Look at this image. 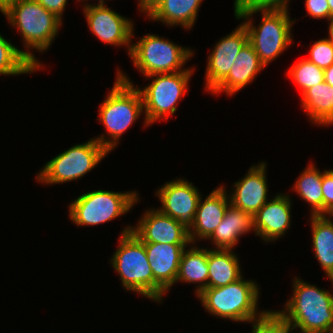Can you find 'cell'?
Instances as JSON below:
<instances>
[{"instance_id": "603a6c76", "label": "cell", "mask_w": 333, "mask_h": 333, "mask_svg": "<svg viewBox=\"0 0 333 333\" xmlns=\"http://www.w3.org/2000/svg\"><path fill=\"white\" fill-rule=\"evenodd\" d=\"M312 249L333 285V220L328 215H310Z\"/></svg>"}, {"instance_id": "ba28073f", "label": "cell", "mask_w": 333, "mask_h": 333, "mask_svg": "<svg viewBox=\"0 0 333 333\" xmlns=\"http://www.w3.org/2000/svg\"><path fill=\"white\" fill-rule=\"evenodd\" d=\"M137 191L90 190L71 201L69 218L76 226H95L124 216L139 202Z\"/></svg>"}, {"instance_id": "e0dca14e", "label": "cell", "mask_w": 333, "mask_h": 333, "mask_svg": "<svg viewBox=\"0 0 333 333\" xmlns=\"http://www.w3.org/2000/svg\"><path fill=\"white\" fill-rule=\"evenodd\" d=\"M224 185L216 187L203 198L200 197L194 223L189 229L191 243L207 240L222 221L230 204L229 195Z\"/></svg>"}, {"instance_id": "484cf974", "label": "cell", "mask_w": 333, "mask_h": 333, "mask_svg": "<svg viewBox=\"0 0 333 333\" xmlns=\"http://www.w3.org/2000/svg\"><path fill=\"white\" fill-rule=\"evenodd\" d=\"M292 188L301 200L309 203L310 215H323L322 172L314 162L300 173Z\"/></svg>"}, {"instance_id": "836d02e7", "label": "cell", "mask_w": 333, "mask_h": 333, "mask_svg": "<svg viewBox=\"0 0 333 333\" xmlns=\"http://www.w3.org/2000/svg\"><path fill=\"white\" fill-rule=\"evenodd\" d=\"M46 10L54 13L58 18L63 20L62 15L67 5V0H35Z\"/></svg>"}, {"instance_id": "9a60e30c", "label": "cell", "mask_w": 333, "mask_h": 333, "mask_svg": "<svg viewBox=\"0 0 333 333\" xmlns=\"http://www.w3.org/2000/svg\"><path fill=\"white\" fill-rule=\"evenodd\" d=\"M250 166L239 181L234 182L233 190L228 193L230 203L245 212L255 215L269 200L266 162Z\"/></svg>"}, {"instance_id": "b9f144b4", "label": "cell", "mask_w": 333, "mask_h": 333, "mask_svg": "<svg viewBox=\"0 0 333 333\" xmlns=\"http://www.w3.org/2000/svg\"><path fill=\"white\" fill-rule=\"evenodd\" d=\"M333 219V210L328 214Z\"/></svg>"}, {"instance_id": "8992f818", "label": "cell", "mask_w": 333, "mask_h": 333, "mask_svg": "<svg viewBox=\"0 0 333 333\" xmlns=\"http://www.w3.org/2000/svg\"><path fill=\"white\" fill-rule=\"evenodd\" d=\"M261 13L259 25L255 26L254 14ZM289 9L248 10L235 15L243 20L248 33V42L255 49L260 61L268 66L293 42L292 25L296 22L289 16Z\"/></svg>"}, {"instance_id": "8fae6325", "label": "cell", "mask_w": 333, "mask_h": 333, "mask_svg": "<svg viewBox=\"0 0 333 333\" xmlns=\"http://www.w3.org/2000/svg\"><path fill=\"white\" fill-rule=\"evenodd\" d=\"M89 30L102 43L115 47L125 46L130 53L134 37V22L106 5L83 8Z\"/></svg>"}, {"instance_id": "cb8c5ba5", "label": "cell", "mask_w": 333, "mask_h": 333, "mask_svg": "<svg viewBox=\"0 0 333 333\" xmlns=\"http://www.w3.org/2000/svg\"><path fill=\"white\" fill-rule=\"evenodd\" d=\"M301 107L317 126L333 125V87L325 81L301 95Z\"/></svg>"}, {"instance_id": "30bf717a", "label": "cell", "mask_w": 333, "mask_h": 333, "mask_svg": "<svg viewBox=\"0 0 333 333\" xmlns=\"http://www.w3.org/2000/svg\"><path fill=\"white\" fill-rule=\"evenodd\" d=\"M109 152L94 138L56 155L36 174L37 183L62 184L79 180L99 165Z\"/></svg>"}, {"instance_id": "4316f807", "label": "cell", "mask_w": 333, "mask_h": 333, "mask_svg": "<svg viewBox=\"0 0 333 333\" xmlns=\"http://www.w3.org/2000/svg\"><path fill=\"white\" fill-rule=\"evenodd\" d=\"M36 71L38 69L23 55V50L0 34V75L19 76Z\"/></svg>"}, {"instance_id": "5b68a950", "label": "cell", "mask_w": 333, "mask_h": 333, "mask_svg": "<svg viewBox=\"0 0 333 333\" xmlns=\"http://www.w3.org/2000/svg\"><path fill=\"white\" fill-rule=\"evenodd\" d=\"M259 288L257 282L242 276L226 286L206 288L197 298L211 315L234 322L251 323L269 311L258 309Z\"/></svg>"}, {"instance_id": "1f68e13d", "label": "cell", "mask_w": 333, "mask_h": 333, "mask_svg": "<svg viewBox=\"0 0 333 333\" xmlns=\"http://www.w3.org/2000/svg\"><path fill=\"white\" fill-rule=\"evenodd\" d=\"M328 0H305V8L307 14L314 19H327L329 20V6Z\"/></svg>"}, {"instance_id": "ac0fdd59", "label": "cell", "mask_w": 333, "mask_h": 333, "mask_svg": "<svg viewBox=\"0 0 333 333\" xmlns=\"http://www.w3.org/2000/svg\"><path fill=\"white\" fill-rule=\"evenodd\" d=\"M189 245L144 243L153 278L167 293L175 284L182 254Z\"/></svg>"}, {"instance_id": "8d00e7d4", "label": "cell", "mask_w": 333, "mask_h": 333, "mask_svg": "<svg viewBox=\"0 0 333 333\" xmlns=\"http://www.w3.org/2000/svg\"><path fill=\"white\" fill-rule=\"evenodd\" d=\"M325 82L333 87V64L324 69Z\"/></svg>"}, {"instance_id": "f35d334b", "label": "cell", "mask_w": 333, "mask_h": 333, "mask_svg": "<svg viewBox=\"0 0 333 333\" xmlns=\"http://www.w3.org/2000/svg\"><path fill=\"white\" fill-rule=\"evenodd\" d=\"M15 0H0V12L2 13L8 6H10Z\"/></svg>"}, {"instance_id": "e575fe53", "label": "cell", "mask_w": 333, "mask_h": 333, "mask_svg": "<svg viewBox=\"0 0 333 333\" xmlns=\"http://www.w3.org/2000/svg\"><path fill=\"white\" fill-rule=\"evenodd\" d=\"M161 1L163 0H138V9L147 16Z\"/></svg>"}, {"instance_id": "7402d4cb", "label": "cell", "mask_w": 333, "mask_h": 333, "mask_svg": "<svg viewBox=\"0 0 333 333\" xmlns=\"http://www.w3.org/2000/svg\"><path fill=\"white\" fill-rule=\"evenodd\" d=\"M208 271V248L192 243L182 254L175 283H198L195 289L197 296L208 288Z\"/></svg>"}, {"instance_id": "9c48e42d", "label": "cell", "mask_w": 333, "mask_h": 333, "mask_svg": "<svg viewBox=\"0 0 333 333\" xmlns=\"http://www.w3.org/2000/svg\"><path fill=\"white\" fill-rule=\"evenodd\" d=\"M193 55L194 52L189 47L180 46L169 39L151 33L144 35L136 43H131L129 53L133 66L144 77L185 71L188 68H183L184 64Z\"/></svg>"}, {"instance_id": "d6a6232c", "label": "cell", "mask_w": 333, "mask_h": 333, "mask_svg": "<svg viewBox=\"0 0 333 333\" xmlns=\"http://www.w3.org/2000/svg\"><path fill=\"white\" fill-rule=\"evenodd\" d=\"M234 15L248 10L272 9V0H234Z\"/></svg>"}, {"instance_id": "d4e9b609", "label": "cell", "mask_w": 333, "mask_h": 333, "mask_svg": "<svg viewBox=\"0 0 333 333\" xmlns=\"http://www.w3.org/2000/svg\"><path fill=\"white\" fill-rule=\"evenodd\" d=\"M233 250L208 249V288L231 284L242 276L239 255Z\"/></svg>"}, {"instance_id": "7c38bea8", "label": "cell", "mask_w": 333, "mask_h": 333, "mask_svg": "<svg viewBox=\"0 0 333 333\" xmlns=\"http://www.w3.org/2000/svg\"><path fill=\"white\" fill-rule=\"evenodd\" d=\"M198 188L184 178L172 179L157 189L156 196L162 206L157 208L163 214L178 220L188 230L194 223L200 197Z\"/></svg>"}, {"instance_id": "4fadbf2b", "label": "cell", "mask_w": 333, "mask_h": 333, "mask_svg": "<svg viewBox=\"0 0 333 333\" xmlns=\"http://www.w3.org/2000/svg\"><path fill=\"white\" fill-rule=\"evenodd\" d=\"M247 42L248 33L242 23L216 42L207 57L205 91L210 93L228 75L235 58Z\"/></svg>"}, {"instance_id": "83f0119b", "label": "cell", "mask_w": 333, "mask_h": 333, "mask_svg": "<svg viewBox=\"0 0 333 333\" xmlns=\"http://www.w3.org/2000/svg\"><path fill=\"white\" fill-rule=\"evenodd\" d=\"M287 77L300 89L302 95L307 89L325 81L324 69L319 68L306 58H301L287 70Z\"/></svg>"}, {"instance_id": "d6986e66", "label": "cell", "mask_w": 333, "mask_h": 333, "mask_svg": "<svg viewBox=\"0 0 333 333\" xmlns=\"http://www.w3.org/2000/svg\"><path fill=\"white\" fill-rule=\"evenodd\" d=\"M265 65L260 61L252 45L247 42L234 60L228 75L210 92L214 95L225 93L232 96L254 81L264 70Z\"/></svg>"}, {"instance_id": "52a82bcc", "label": "cell", "mask_w": 333, "mask_h": 333, "mask_svg": "<svg viewBox=\"0 0 333 333\" xmlns=\"http://www.w3.org/2000/svg\"><path fill=\"white\" fill-rule=\"evenodd\" d=\"M194 70V67H188L187 70L176 73L145 76V80L152 78V82L143 88L136 86L142 97L145 127L158 120L168 121L169 116L176 113L179 100L188 93Z\"/></svg>"}, {"instance_id": "f546056e", "label": "cell", "mask_w": 333, "mask_h": 333, "mask_svg": "<svg viewBox=\"0 0 333 333\" xmlns=\"http://www.w3.org/2000/svg\"><path fill=\"white\" fill-rule=\"evenodd\" d=\"M251 324V333H288L291 330L275 310H269L261 319L252 321Z\"/></svg>"}, {"instance_id": "3957f363", "label": "cell", "mask_w": 333, "mask_h": 333, "mask_svg": "<svg viewBox=\"0 0 333 333\" xmlns=\"http://www.w3.org/2000/svg\"><path fill=\"white\" fill-rule=\"evenodd\" d=\"M2 14L11 27L20 33L25 47L23 55L38 70H42L43 64L31 50L40 53L48 51L63 21L35 0H15Z\"/></svg>"}, {"instance_id": "4dcf8cb0", "label": "cell", "mask_w": 333, "mask_h": 333, "mask_svg": "<svg viewBox=\"0 0 333 333\" xmlns=\"http://www.w3.org/2000/svg\"><path fill=\"white\" fill-rule=\"evenodd\" d=\"M323 215L333 210V169L322 172Z\"/></svg>"}, {"instance_id": "5bb4252c", "label": "cell", "mask_w": 333, "mask_h": 333, "mask_svg": "<svg viewBox=\"0 0 333 333\" xmlns=\"http://www.w3.org/2000/svg\"><path fill=\"white\" fill-rule=\"evenodd\" d=\"M144 212L139 222L132 226V233L143 243L192 244L189 230L178 220L156 208Z\"/></svg>"}, {"instance_id": "277c9868", "label": "cell", "mask_w": 333, "mask_h": 333, "mask_svg": "<svg viewBox=\"0 0 333 333\" xmlns=\"http://www.w3.org/2000/svg\"><path fill=\"white\" fill-rule=\"evenodd\" d=\"M123 229L118 238V248L109 258L111 267L120 276L122 287L127 292L162 303L167 292L153 278L144 243L132 233V226Z\"/></svg>"}, {"instance_id": "7a4b0ae2", "label": "cell", "mask_w": 333, "mask_h": 333, "mask_svg": "<svg viewBox=\"0 0 333 333\" xmlns=\"http://www.w3.org/2000/svg\"><path fill=\"white\" fill-rule=\"evenodd\" d=\"M113 87L99 106L98 122L106 134L96 139L109 153L119 144L122 135L144 112L142 97L126 73L117 70Z\"/></svg>"}, {"instance_id": "ffe728a7", "label": "cell", "mask_w": 333, "mask_h": 333, "mask_svg": "<svg viewBox=\"0 0 333 333\" xmlns=\"http://www.w3.org/2000/svg\"><path fill=\"white\" fill-rule=\"evenodd\" d=\"M252 231L255 233L254 215L230 203L222 221L207 240L212 241L214 249L233 250L241 236Z\"/></svg>"}, {"instance_id": "f1b7e54d", "label": "cell", "mask_w": 333, "mask_h": 333, "mask_svg": "<svg viewBox=\"0 0 333 333\" xmlns=\"http://www.w3.org/2000/svg\"><path fill=\"white\" fill-rule=\"evenodd\" d=\"M321 69H326L333 64V43L328 38L315 41L306 58Z\"/></svg>"}, {"instance_id": "44dd1931", "label": "cell", "mask_w": 333, "mask_h": 333, "mask_svg": "<svg viewBox=\"0 0 333 333\" xmlns=\"http://www.w3.org/2000/svg\"><path fill=\"white\" fill-rule=\"evenodd\" d=\"M203 0H163L146 18L162 22L167 27L180 26L192 29L196 23L198 12Z\"/></svg>"}, {"instance_id": "74e56055", "label": "cell", "mask_w": 333, "mask_h": 333, "mask_svg": "<svg viewBox=\"0 0 333 333\" xmlns=\"http://www.w3.org/2000/svg\"><path fill=\"white\" fill-rule=\"evenodd\" d=\"M328 39L333 43V16L328 20Z\"/></svg>"}, {"instance_id": "60d3db41", "label": "cell", "mask_w": 333, "mask_h": 333, "mask_svg": "<svg viewBox=\"0 0 333 333\" xmlns=\"http://www.w3.org/2000/svg\"><path fill=\"white\" fill-rule=\"evenodd\" d=\"M329 6V19L333 16V0H328Z\"/></svg>"}, {"instance_id": "d590c367", "label": "cell", "mask_w": 333, "mask_h": 333, "mask_svg": "<svg viewBox=\"0 0 333 333\" xmlns=\"http://www.w3.org/2000/svg\"><path fill=\"white\" fill-rule=\"evenodd\" d=\"M290 0H272V9H289Z\"/></svg>"}, {"instance_id": "2e32d148", "label": "cell", "mask_w": 333, "mask_h": 333, "mask_svg": "<svg viewBox=\"0 0 333 333\" xmlns=\"http://www.w3.org/2000/svg\"><path fill=\"white\" fill-rule=\"evenodd\" d=\"M290 195L278 193L254 215L255 235L264 242H275L285 235L291 226Z\"/></svg>"}, {"instance_id": "ab89813d", "label": "cell", "mask_w": 333, "mask_h": 333, "mask_svg": "<svg viewBox=\"0 0 333 333\" xmlns=\"http://www.w3.org/2000/svg\"><path fill=\"white\" fill-rule=\"evenodd\" d=\"M78 2H82V1H86L87 2V0H77ZM97 1V0H96ZM89 2H87V3H84V5H83V8H85V7H88V6H91V5H98V6H100V5H106L105 4V0H98V2H97V4L96 3H94V4H92V3H90V4H88Z\"/></svg>"}, {"instance_id": "6da1fadb", "label": "cell", "mask_w": 333, "mask_h": 333, "mask_svg": "<svg viewBox=\"0 0 333 333\" xmlns=\"http://www.w3.org/2000/svg\"><path fill=\"white\" fill-rule=\"evenodd\" d=\"M293 294L283 310L275 311L297 333H330L333 330V293L315 284L293 279Z\"/></svg>"}]
</instances>
